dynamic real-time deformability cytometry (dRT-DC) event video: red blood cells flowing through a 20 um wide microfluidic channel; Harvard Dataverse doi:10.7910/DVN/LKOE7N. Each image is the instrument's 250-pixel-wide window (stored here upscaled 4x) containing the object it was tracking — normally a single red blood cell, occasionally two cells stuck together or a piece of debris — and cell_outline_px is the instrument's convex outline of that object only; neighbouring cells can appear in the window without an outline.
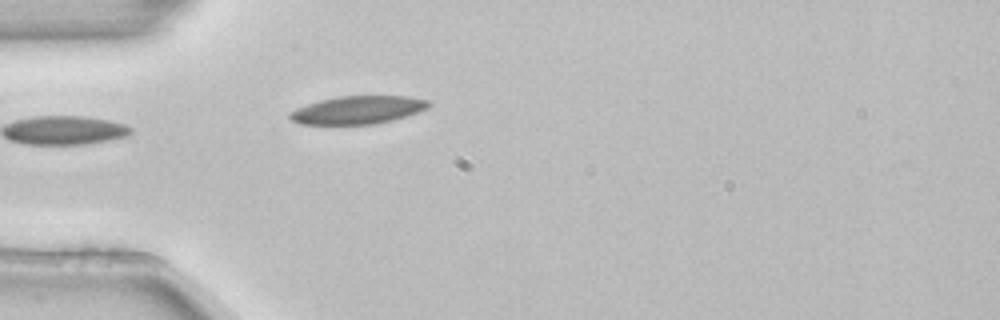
{"species": "common noctule bat (a hibernating species)", "species_latin": "Nyctalus noctula", "temperature_condition": "room temperature", "stored_images_in_passage": 2, "camera_frame_rate_fps": 3000, "um_per_image_px": 0.085, "animal": {"sex": "female", "body_mass_g": 22.7, "forearm_length_mm": 54.2}, "frame": {"image": 1, "passage_image": 2, "time_ms": 0.333, "image_size_px": [1000, 320], "cell_outline_px": [[432, 104], [428, 108], [392, 120], [372, 124], [300, 124], [292, 120], [288, 116], [288, 112], [296, 108], [320, 100], [336, 96], [408, 96], [428, 100]], "centroid_in_image_um": [30.39, 9.34], "position_along_channel_um": 54.6, "area_um2": 22.54}}